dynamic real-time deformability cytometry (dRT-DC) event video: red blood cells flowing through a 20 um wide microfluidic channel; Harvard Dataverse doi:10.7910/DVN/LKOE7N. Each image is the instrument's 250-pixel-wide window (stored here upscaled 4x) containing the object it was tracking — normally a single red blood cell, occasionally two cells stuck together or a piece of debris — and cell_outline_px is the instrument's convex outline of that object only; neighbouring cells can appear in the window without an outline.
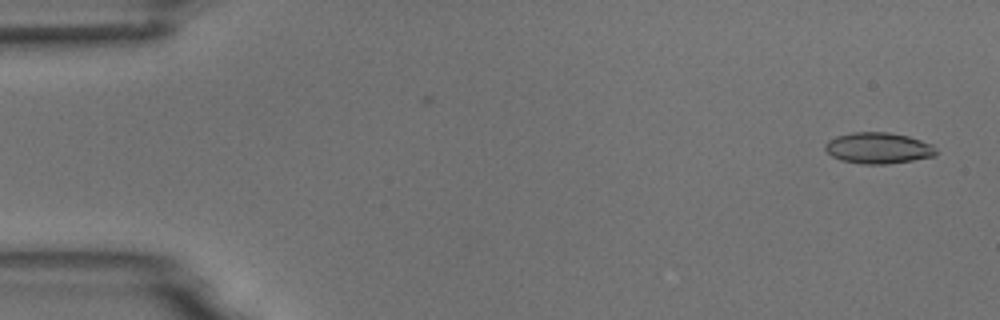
{"species": "common noctule bat (a hibernating species)", "species_latin": "Nyctalus noctula", "temperature_condition": "room temperature", "stored_images_in_passage": 2, "camera_frame_rate_fps": 3000, "um_per_image_px": 0.085, "animal": {"sex": "male", "body_mass_g": 18.8}, "frame": {"image": 1, "passage_image": 2, "time_ms": 1.0, "image_size_px": [1000, 320], "cell_outline_px": [[936, 156], [912, 160], [884, 164], [864, 164], [840, 160], [832, 156], [824, 148], [824, 144], [828, 140], [836, 136], [852, 132], [888, 132], [908, 136], [932, 144], [936, 148]], "centroid_in_image_um": [74.64, 12.58], "position_along_channel_um": 10.4, "area_um2": 20.11}}